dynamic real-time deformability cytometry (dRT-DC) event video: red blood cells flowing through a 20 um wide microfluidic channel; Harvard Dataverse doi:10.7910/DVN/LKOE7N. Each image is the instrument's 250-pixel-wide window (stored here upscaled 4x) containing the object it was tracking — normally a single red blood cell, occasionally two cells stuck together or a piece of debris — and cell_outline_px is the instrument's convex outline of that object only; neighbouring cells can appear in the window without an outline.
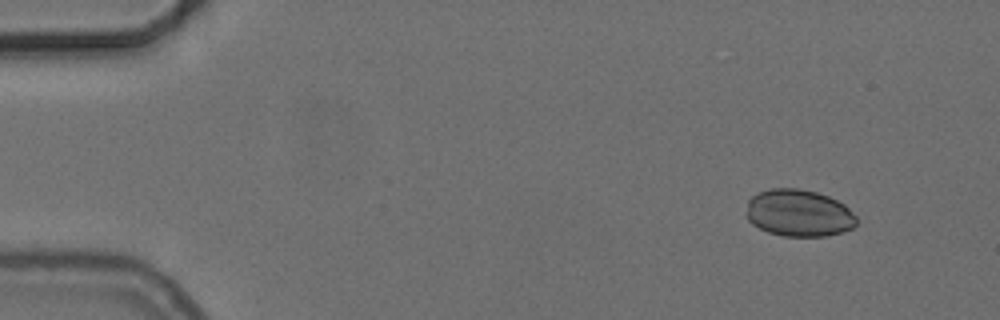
{"species": "common noctule bat (a hibernating species)", "species_latin": "Nyctalus noctula", "temperature_condition": "cold", "stored_images_in_passage": 56, "camera_frame_rate_fps": 3000, "um_per_image_px": 0.085, "animal": {"sex": "female", "body_mass_g": 24.6, "forearm_length_mm": 56.2}, "frame": {"image": 1, "passage_image": 6, "time_ms": 1.667, "image_size_px": [1000, 320], "cell_outline_px": [[856, 224], [852, 228], [844, 232], [828, 236], [784, 236], [768, 232], [752, 224], [744, 216], [744, 212], [748, 200], [756, 192], [772, 188], [800, 188], [816, 192], [828, 196], [844, 204], [856, 216]], "centroid_in_image_um": [67.86, 18.11], "position_along_channel_um": 17.1, "area_um2": 30.63}}
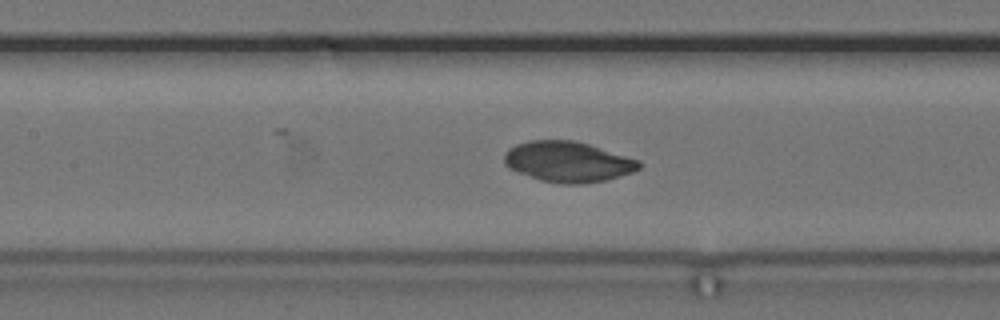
{"frame": {"image": 2, "passage_image": 26, "time_ms": 8.333, "image_size_px": [1000, 320], "cell_outline_px": [[644, 164], [640, 168], [632, 172], [604, 180], [580, 184], [564, 184], [540, 180], [520, 172], [504, 164], [504, 156], [508, 148], [516, 144], [528, 140], [576, 140], [640, 160]], "centroid_in_image_um": [48.29, 13.73], "position_along_channel_um": 159.1, "area_um2": 31.73}}
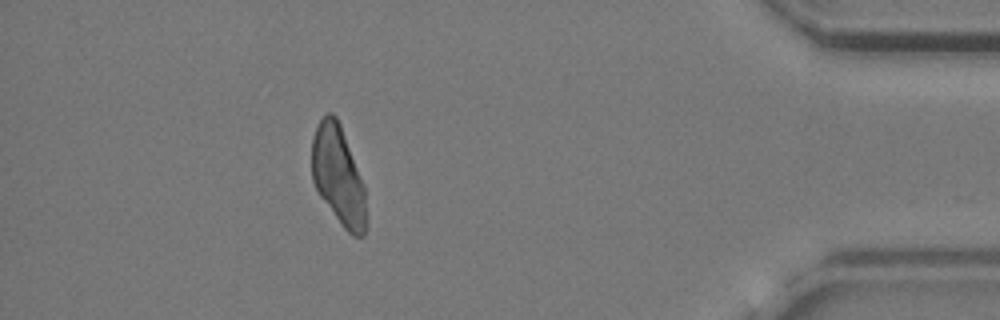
{"frame": {"image": 3, "passage_image": 50, "time_ms": 16.333, "image_size_px": [1000, 320], "cell_outline_px": [[364, 236], [352, 236], [344, 228], [320, 196], [312, 180], [312, 136], [316, 124], [328, 112], [332, 112], [336, 116], [340, 124], [364, 184]], "centroid_in_image_um": [28.72, 14.87], "position_along_channel_um": 406.5, "area_um2": 30.81}}